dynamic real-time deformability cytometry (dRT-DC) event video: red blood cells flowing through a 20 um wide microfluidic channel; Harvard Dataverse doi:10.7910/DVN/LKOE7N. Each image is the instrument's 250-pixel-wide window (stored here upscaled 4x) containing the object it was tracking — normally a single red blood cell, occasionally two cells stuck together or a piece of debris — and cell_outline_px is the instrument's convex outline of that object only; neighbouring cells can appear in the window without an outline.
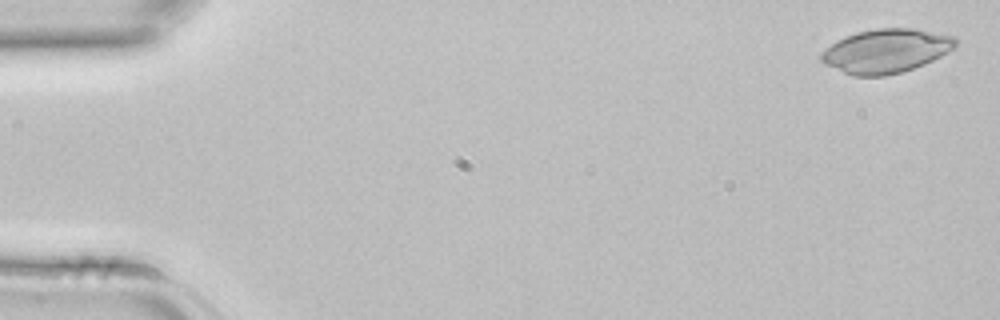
{"species": "common noctule bat (a hibernating species)", "species_latin": "Nyctalus noctula", "temperature_condition": "room temperature", "stored_images_in_passage": 4, "camera_frame_rate_fps": 3000, "um_per_image_px": 0.085, "animal": {"sex": "female", "body_mass_g": 22.7, "forearm_length_mm": 54.2}, "frame": {"image": 1, "passage_image": 1, "time_ms": 0.0, "image_size_px": [1000, 320], "cell_outline_px": [[956, 48], [924, 64], [900, 72], [884, 76], [852, 76], [824, 64], [820, 60], [820, 52], [836, 40], [856, 32], [876, 28], [916, 28], [956, 36]], "centroid_in_image_um": [75.3, 4.32], "position_along_channel_um": 9.7, "area_um2": 34.62}}